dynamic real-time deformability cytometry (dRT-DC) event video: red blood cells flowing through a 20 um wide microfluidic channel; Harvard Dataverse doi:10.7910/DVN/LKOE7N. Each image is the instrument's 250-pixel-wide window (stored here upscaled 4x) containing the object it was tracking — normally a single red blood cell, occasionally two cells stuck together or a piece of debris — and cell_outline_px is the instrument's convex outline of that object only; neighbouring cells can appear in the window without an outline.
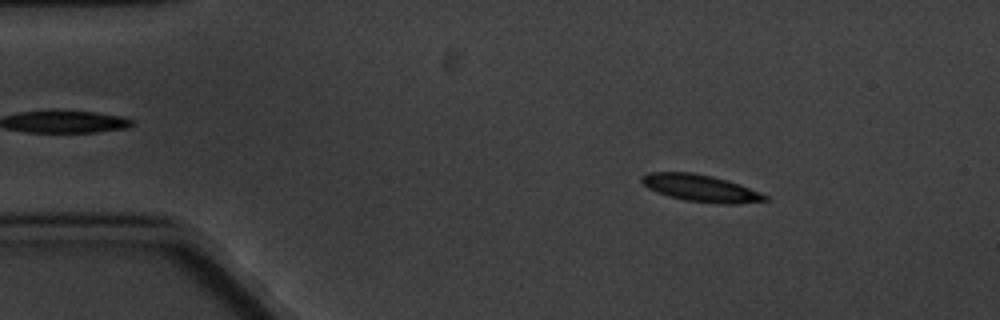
{"species": "common noctule bat (a hibernating species)", "species_latin": "Nyctalus noctula", "temperature_condition": "cold", "stored_images_in_passage": 7, "camera_frame_rate_fps": 3000, "um_per_image_px": 0.085, "animal": {"sex": "male", "body_mass_g": 20.1, "forearm_length_mm": 53.5}, "frame": {"image": 1, "passage_image": 2, "time_ms": 1.0, "image_size_px": [1000, 320], "cell_outline_px": [[768, 200], [736, 204], [724, 204], [684, 200], [668, 196], [656, 192], [648, 188], [640, 180], [644, 176], [652, 172], [692, 172], [712, 176], [728, 180], [740, 184], [760, 192], [768, 196]], "centroid_in_image_um": [59.59, 15.99], "position_along_channel_um": 25.4, "area_um2": 19.31}}
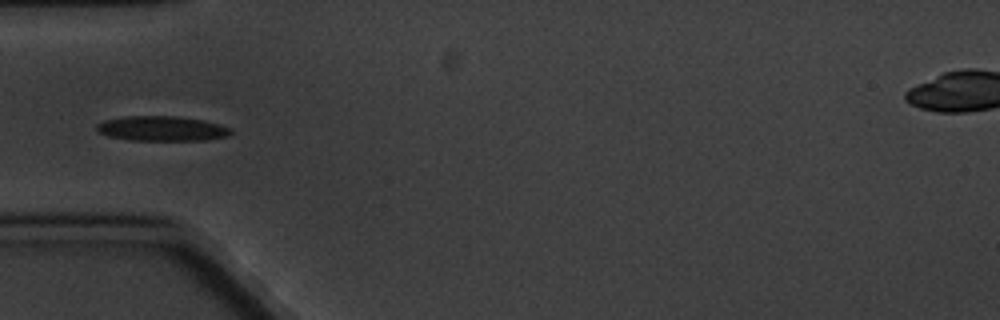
{"frame": {"image": 2, "passage_image": 4, "time_ms": 4.333, "image_size_px": [1000, 320], "cell_outline_px": [[232, 132], [228, 136], [208, 140], [128, 140], [108, 136], [96, 132], [96, 124], [104, 120], [124, 116], [176, 116], [204, 120], [232, 128]], "centroid_in_image_um": [13.74, 10.93], "position_along_channel_um": 71.3, "area_um2": 19.65}}